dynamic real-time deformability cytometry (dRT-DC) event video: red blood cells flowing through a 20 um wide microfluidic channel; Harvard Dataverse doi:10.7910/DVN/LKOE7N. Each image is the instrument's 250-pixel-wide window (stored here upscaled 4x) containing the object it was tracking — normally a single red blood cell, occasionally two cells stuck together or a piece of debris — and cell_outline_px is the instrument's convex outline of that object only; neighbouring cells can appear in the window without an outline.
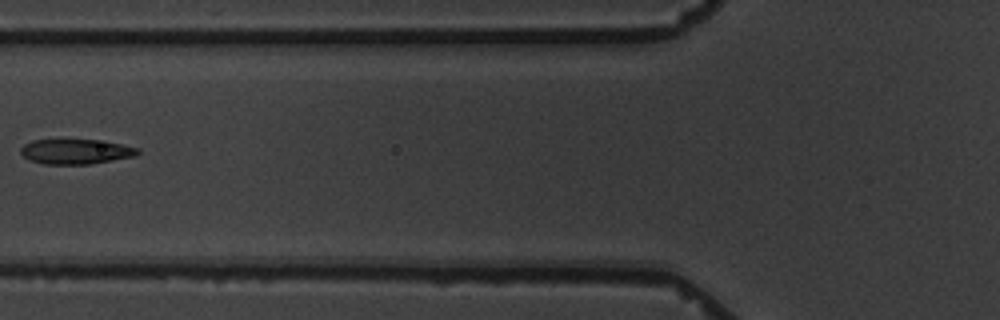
{"species": "common noctule bat (a hibernating species)", "species_latin": "Nyctalus noctula", "temperature_condition": "warm", "stored_images_in_passage": 4, "camera_frame_rate_fps": 3000, "um_per_image_px": 0.085, "animal": {"sex": "male", "body_mass_g": 19.5, "forearm_length_mm": 54.6}, "frame": {"image": 1, "passage_image": 4, "time_ms": 3.333, "image_size_px": [1000, 320], "cell_outline_px": [[140, 152], [136, 156], [88, 164], [44, 164], [28, 160], [20, 152], [20, 148], [24, 144], [32, 140], [96, 140], [120, 144], [140, 148]], "centroid_in_image_um": [6.43, 12.89], "position_along_channel_um": 119.4, "area_um2": 16.94}}